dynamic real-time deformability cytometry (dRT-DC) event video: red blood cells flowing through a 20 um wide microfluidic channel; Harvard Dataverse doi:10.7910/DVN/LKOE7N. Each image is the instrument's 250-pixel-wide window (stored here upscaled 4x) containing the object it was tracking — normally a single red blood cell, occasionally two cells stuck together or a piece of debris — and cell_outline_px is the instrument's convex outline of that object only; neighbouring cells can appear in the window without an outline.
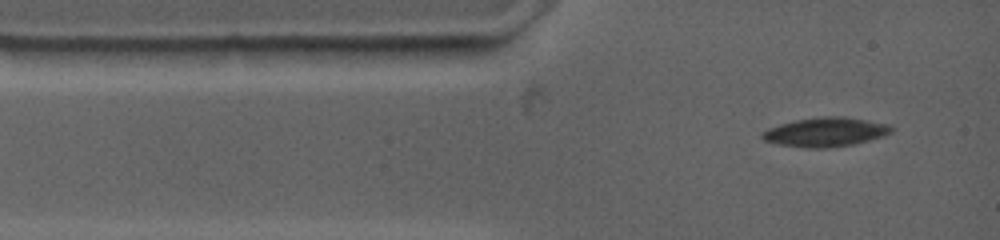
{"species": "common noctule bat (a hibernating species)", "species_latin": "Nyctalus noctula", "temperature_condition": "warm", "stored_images_in_passage": 9, "camera_frame_rate_fps": 4500, "um_per_image_px": 0.085, "animal": {"sex": "female", "body_mass_g": 19.0, "forearm_length_mm": 53.3}, "frame": {"image": 1, "passage_image": 1, "time_ms": 0.0, "image_size_px": [1000, 240], "cell_outline_px": [[892, 132], [868, 140], [852, 144], [828, 148], [800, 148], [776, 144], [764, 140], [760, 136], [760, 132], [768, 128], [780, 124], [796, 120], [820, 116], [844, 116], [892, 124]], "centroid_in_image_um": [70.13, 11.22], "position_along_channel_um": 14.9, "area_um2": 22.14}}
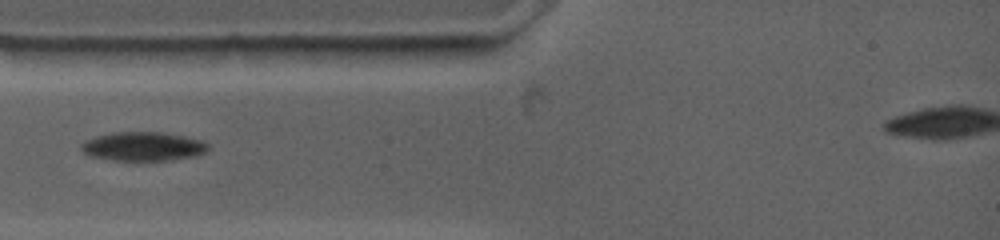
{"frame": {"image": 2, "passage_image": 6, "time_ms": 2.222, "image_size_px": [1000, 240], "cell_outline_px": [[208, 148], [204, 152], [196, 156], [168, 160], [116, 160], [92, 156], [84, 152], [80, 148], [80, 144], [84, 140], [96, 136], [112, 132], [160, 132], [184, 136], [204, 140], [208, 144]], "centroid_in_image_um": [12.16, 12.43], "position_along_channel_um": 72.8, "area_um2": 21.33}}
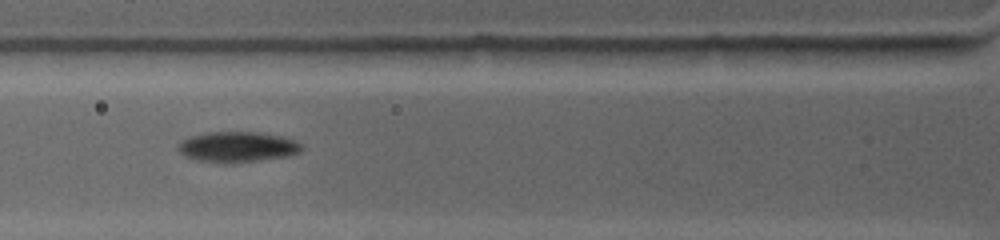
{"frame": {"image": 3, "passage_image": 8, "time_ms": 3.111, "image_size_px": [1000, 240], "cell_outline_px": [[300, 152], [288, 156], [252, 160], [200, 160], [188, 156], [180, 152], [180, 140], [188, 136], [204, 132], [260, 132], [280, 136], [296, 140], [300, 144]], "centroid_in_image_um": [20.2, 12.42], "position_along_channel_um": 105.6, "area_um2": 20.87}}